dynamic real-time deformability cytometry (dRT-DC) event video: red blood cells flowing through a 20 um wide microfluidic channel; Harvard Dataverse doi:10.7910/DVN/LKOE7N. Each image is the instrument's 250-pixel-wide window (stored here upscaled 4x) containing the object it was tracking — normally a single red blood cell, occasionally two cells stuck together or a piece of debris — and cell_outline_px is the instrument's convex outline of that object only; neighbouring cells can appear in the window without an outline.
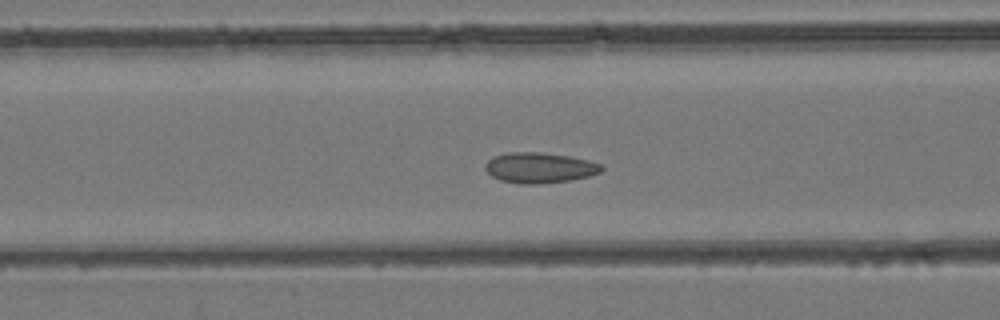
{"species": "common noctule bat (a hibernating species)", "species_latin": "Nyctalus noctula", "temperature_condition": "room temperature", "stored_images_in_passage": 51, "camera_frame_rate_fps": 3000, "um_per_image_px": 0.085, "animal": {"sex": "female", "body_mass_g": 24.6, "forearm_length_mm": 56.2}, "frame": {"image": 1, "passage_image": 20, "time_ms": 6.333, "image_size_px": [1000, 320], "cell_outline_px": [[604, 168], [600, 172], [588, 176], [572, 180], [540, 184], [520, 184], [500, 180], [492, 176], [484, 168], [484, 164], [492, 156], [508, 152], [540, 152], [568, 156], [588, 160], [600, 164]], "centroid_in_image_um": [45.83, 14.26], "position_along_channel_um": 120.8, "area_um2": 20.75}}
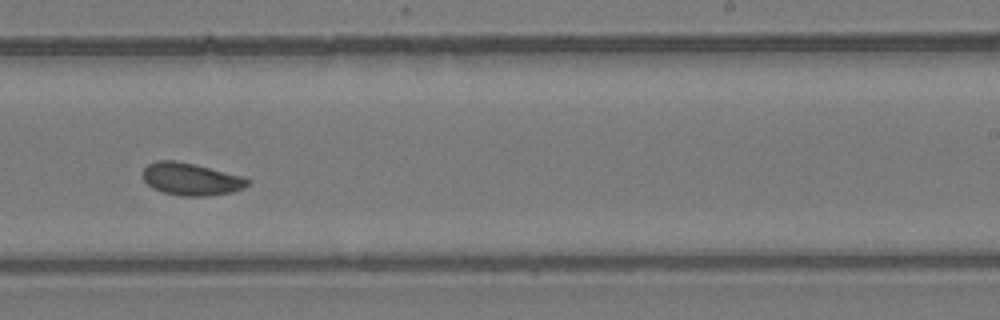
{"frame": {"image": 2, "passage_image": 31, "time_ms": 10.0, "image_size_px": [1000, 320], "cell_outline_px": [[252, 180], [244, 188], [232, 192], [208, 196], [180, 196], [164, 192], [152, 188], [144, 180], [144, 168], [148, 164], [156, 160], [176, 160], [244, 176]], "centroid_in_image_um": [16.27, 15.22], "position_along_channel_um": 272.7, "area_um2": 19.83}}
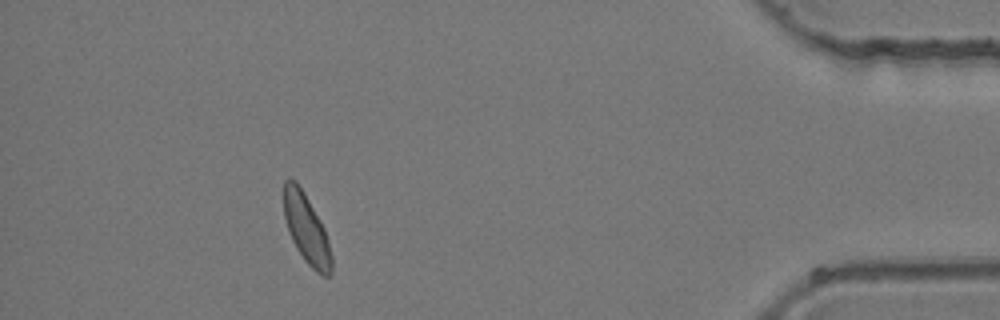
{"frame": {"image": 3, "passage_image": 45, "time_ms": 14.667, "image_size_px": [1000, 320], "cell_outline_px": [[332, 272], [328, 276], [324, 276], [316, 272], [304, 260], [296, 248], [288, 232], [284, 216], [284, 180], [296, 180], [304, 192], [320, 220], [324, 228], [332, 256]], "centroid_in_image_um": [26.05, 19.48], "position_along_channel_um": 409.2, "area_um2": 19.19}}